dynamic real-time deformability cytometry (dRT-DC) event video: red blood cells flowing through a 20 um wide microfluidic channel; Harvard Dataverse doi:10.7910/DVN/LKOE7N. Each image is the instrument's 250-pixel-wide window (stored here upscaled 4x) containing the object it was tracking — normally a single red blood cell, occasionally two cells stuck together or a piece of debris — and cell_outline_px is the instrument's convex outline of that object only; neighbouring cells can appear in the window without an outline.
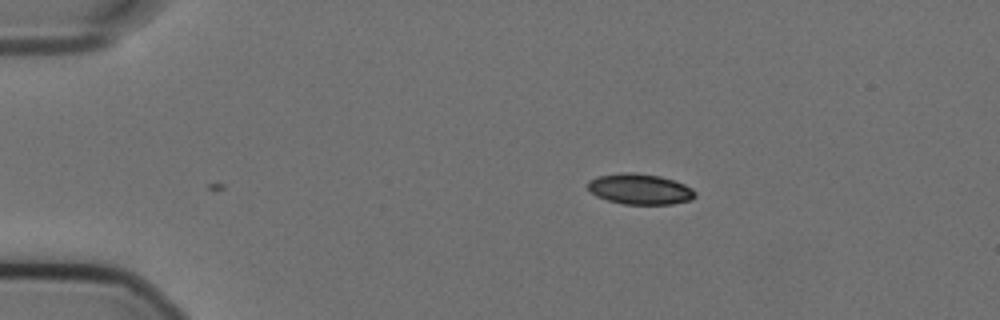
{"species": "Egyptian fruit bat (a non-hibernating species)", "species_latin": "Rousettus aegyptiacus", "temperature_condition": "cold", "stored_images_in_passage": 9, "camera_frame_rate_fps": 3000, "um_per_image_px": 0.085, "animal": {"sex": "female"}, "frame": {"image": 1, "passage_image": 9, "time_ms": 2.667, "image_size_px": [1000, 320], "cell_outline_px": [[696, 196], [692, 200], [672, 204], [624, 204], [608, 200], [596, 196], [588, 188], [588, 180], [596, 176], [624, 172], [632, 172], [660, 176], [684, 184], [692, 188], [696, 192]], "centroid_in_image_um": [54.4, 16.07], "position_along_channel_um": 30.6, "area_um2": 19.19}}